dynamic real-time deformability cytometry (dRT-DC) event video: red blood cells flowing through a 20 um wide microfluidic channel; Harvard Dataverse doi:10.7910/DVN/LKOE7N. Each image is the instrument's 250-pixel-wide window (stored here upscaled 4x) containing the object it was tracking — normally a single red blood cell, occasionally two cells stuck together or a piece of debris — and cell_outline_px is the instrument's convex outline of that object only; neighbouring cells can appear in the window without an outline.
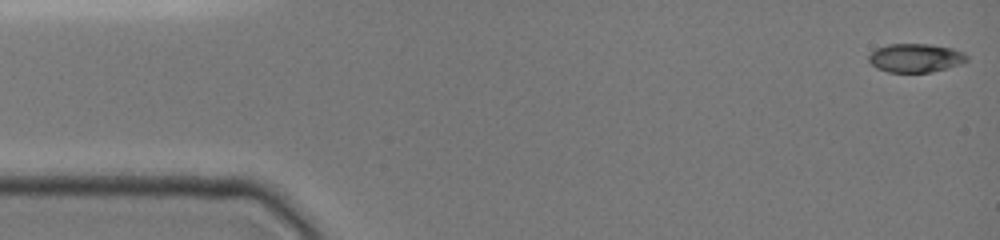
{"species": "common noctule bat (a hibernating species)", "species_latin": "Nyctalus noctula", "temperature_condition": "cold", "stored_images_in_passage": 15, "camera_frame_rate_fps": 3000, "um_per_image_px": 0.085, "animal": {"sex": "female", "body_mass_g": 19.0, "forearm_length_mm": 51.5}, "frame": {"image": 1, "passage_image": 1, "time_ms": 0.0, "image_size_px": [1000, 240], "cell_outline_px": [[968, 60], [960, 64], [948, 68], [932, 72], [888, 72], [876, 68], [868, 60], [868, 56], [876, 48], [888, 44], [928, 44], [952, 48], [964, 52], [968, 56]], "centroid_in_image_um": [77.83, 4.92], "position_along_channel_um": 7.2, "area_um2": 16.47}}
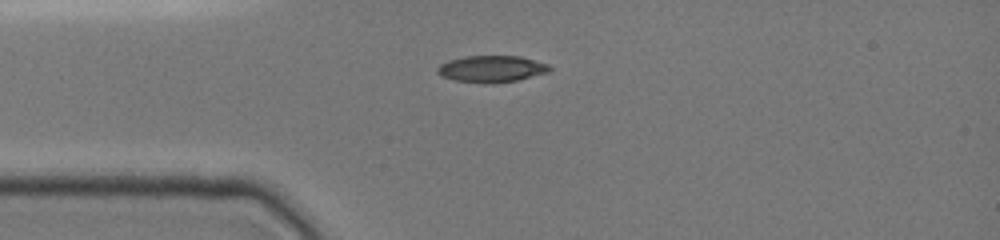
{"frame": {"image": 2, "passage_image": 9, "time_ms": 3.667, "image_size_px": [1000, 240], "cell_outline_px": [[552, 68], [548, 72], [516, 80], [484, 84], [456, 80], [440, 76], [436, 72], [436, 68], [440, 64], [448, 60], [464, 56], [520, 56], [548, 64]], "centroid_in_image_um": [41.74, 5.85], "position_along_channel_um": 43.3, "area_um2": 17.4}}
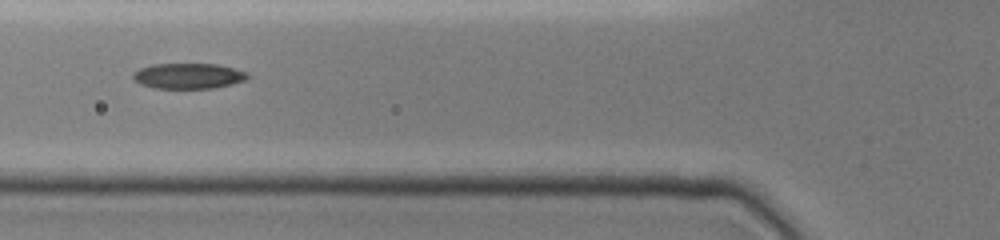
{"frame": {"image": 3, "passage_image": 13, "time_ms": 5.667, "image_size_px": [1000, 240], "cell_outline_px": [[248, 80], [232, 84], [212, 88], [152, 88], [140, 84], [132, 76], [132, 72], [140, 68], [152, 64], [216, 64], [248, 72]], "centroid_in_image_um": [16.0, 6.45], "position_along_channel_um": 109.8, "area_um2": 17.05}}